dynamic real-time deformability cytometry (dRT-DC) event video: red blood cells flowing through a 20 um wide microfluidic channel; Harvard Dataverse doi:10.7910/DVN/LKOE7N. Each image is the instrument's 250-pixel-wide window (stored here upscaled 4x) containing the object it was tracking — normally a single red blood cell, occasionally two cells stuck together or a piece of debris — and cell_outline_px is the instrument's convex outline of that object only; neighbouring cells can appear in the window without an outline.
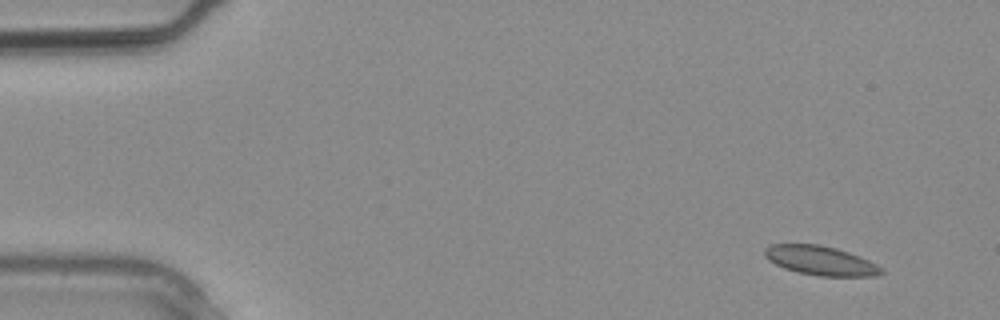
{"species": "common noctule bat (a hibernating species)", "species_latin": "Nyctalus noctula", "temperature_condition": "warm", "stored_images_in_passage": 5, "camera_frame_rate_fps": 3000, "um_per_image_px": 0.085, "animal": {"sex": "male", "body_mass_g": 20.4}, "frame": {"image": 1, "passage_image": 1, "time_ms": 0.0, "image_size_px": [1000, 320], "cell_outline_px": [[884, 272], [876, 276], [820, 276], [800, 272], [784, 268], [768, 260], [764, 256], [764, 248], [772, 244], [820, 244], [836, 248], [860, 256], [884, 268]], "centroid_in_image_um": [69.76, 22.14], "position_along_channel_um": 15.2, "area_um2": 19.88}}